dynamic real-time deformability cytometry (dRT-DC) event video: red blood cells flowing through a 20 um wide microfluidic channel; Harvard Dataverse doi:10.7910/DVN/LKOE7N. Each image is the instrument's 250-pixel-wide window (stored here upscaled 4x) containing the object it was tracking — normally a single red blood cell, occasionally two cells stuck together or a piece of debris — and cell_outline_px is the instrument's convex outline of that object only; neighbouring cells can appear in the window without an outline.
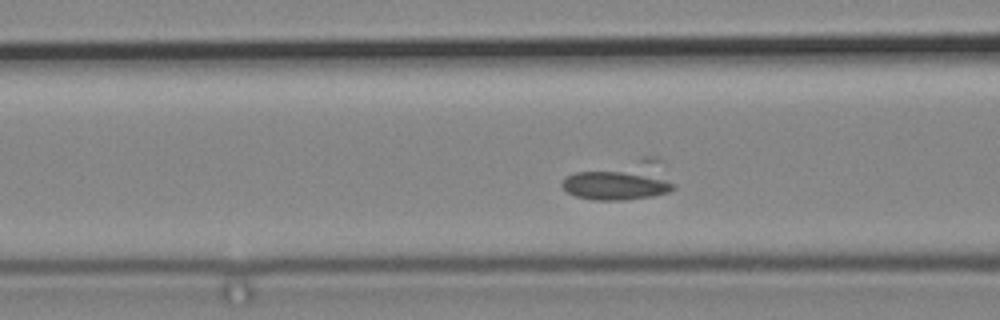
{"species": "common noctule bat (a hibernating species)", "species_latin": "Nyctalus noctula", "temperature_condition": "cold", "stored_images_in_passage": 40, "camera_frame_rate_fps": 3000, "um_per_image_px": 0.085, "animal": {"sex": "male", "body_mass_g": 19.2, "forearm_length_mm": 51.8}, "frame": {"image": 1, "passage_image": 16, "time_ms": 5.0, "image_size_px": [1000, 320], "cell_outline_px": [[676, 188], [668, 192], [652, 196], [624, 200], [592, 200], [576, 196], [568, 192], [560, 184], [568, 176], [576, 172], [644, 156], [656, 156], [664, 160], [676, 184]], "centroid_in_image_um": [52.89, 15.32], "position_along_channel_um": 113.7, "area_um2": 26.07}}
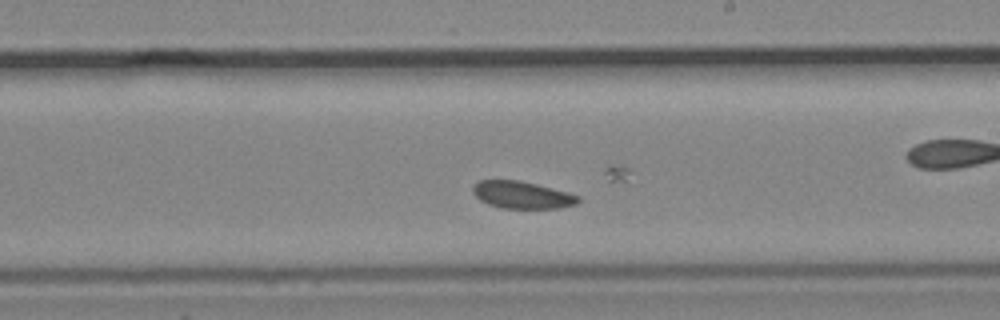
{"frame": {"image": 2, "passage_image": 26, "time_ms": 8.333, "image_size_px": [1000, 320], "cell_outline_px": [[580, 200], [576, 204], [560, 208], [500, 208], [488, 204], [480, 200], [472, 192], [472, 184], [480, 180], [520, 180], [536, 184], [580, 196]], "centroid_in_image_um": [44.33, 16.57], "position_along_channel_um": 244.7, "area_um2": 16.7}}
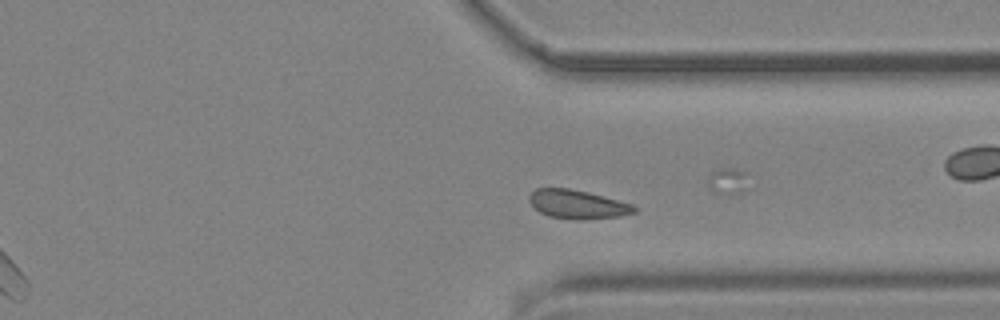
{"frame": {"image": 3, "passage_image": 35, "time_ms": 11.333, "image_size_px": [1000, 320], "cell_outline_px": [[636, 212], [620, 216], [580, 220], [576, 220], [548, 216], [540, 212], [528, 200], [528, 196], [536, 188], [568, 188], [588, 192], [632, 204], [636, 208]], "centroid_in_image_um": [49.07, 17.37], "position_along_channel_um": 362.3, "area_um2": 17.51}}